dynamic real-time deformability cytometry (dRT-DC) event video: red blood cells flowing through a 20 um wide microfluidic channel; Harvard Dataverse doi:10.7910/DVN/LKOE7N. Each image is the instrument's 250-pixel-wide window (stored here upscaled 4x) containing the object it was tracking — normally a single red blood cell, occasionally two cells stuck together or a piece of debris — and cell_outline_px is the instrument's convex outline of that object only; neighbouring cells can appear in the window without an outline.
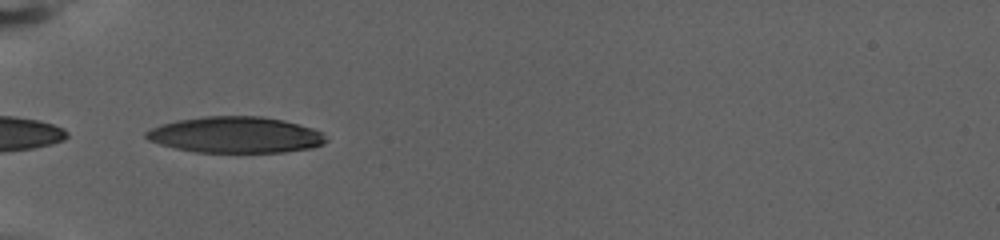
{"species": "human", "species_latin": "Homo sapiens", "temperature_condition": "warm", "stored_images_in_passage": 47, "camera_frame_rate_fps": 3000, "um_per_image_px": 0.085, "donor": {"sex": "female"}, "frame": {"image": 1, "passage_image": 1, "time_ms": 0.0, "image_size_px": [1000, 240], "cell_outline_px": [[328, 140], [324, 144], [312, 148], [284, 152], [196, 152], [176, 148], [160, 144], [148, 140], [144, 136], [144, 132], [160, 124], [176, 120], [204, 116], [260, 116], [284, 120], [312, 128], [320, 132]], "centroid_in_image_um": [20.01, 11.46], "position_along_channel_um": 65.0, "area_um2": 37.97}}
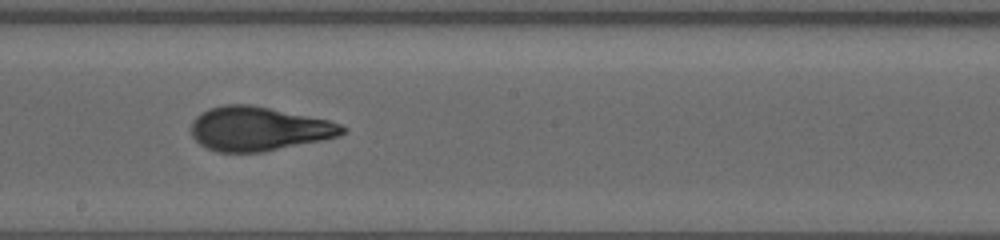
{"frame": {"image": 2, "passage_image": 19, "time_ms": 6.0, "image_size_px": [1000, 240], "cell_outline_px": [[348, 128], [340, 136], [324, 140], [264, 152], [216, 152], [200, 144], [192, 136], [192, 120], [200, 112], [208, 108], [224, 104], [248, 104], [328, 120], [340, 124]], "centroid_in_image_um": [21.98, 10.95], "position_along_channel_um": 226.2, "area_um2": 38.84}}
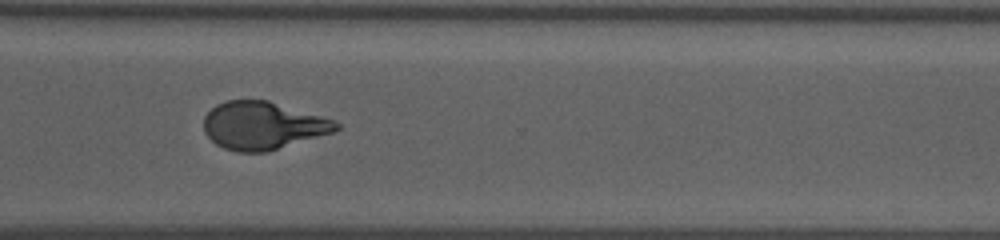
{"frame": {"image": 3, "passage_image": 32, "time_ms": 10.333, "image_size_px": [1000, 240], "cell_outline_px": [[340, 128], [332, 132], [268, 152], [236, 152], [224, 148], [216, 144], [204, 132], [204, 116], [216, 104], [228, 100], [268, 100], [320, 116], [332, 120], [340, 124]], "centroid_in_image_um": [22.3, 10.68], "position_along_channel_um": 348.3, "area_um2": 36.59}, "authors_computed_cell_mechanics": {"area_um2": 38.0902, "velocity_mm_per_s": 2.8211, "shape_relaxation_time_tau1_ms": 8.6159, "shape_relaxation_time_tau2_ms": 1.4137, "deformation_change_tau1": 0.2671, "deformation_change_tau2": 0.0842}}